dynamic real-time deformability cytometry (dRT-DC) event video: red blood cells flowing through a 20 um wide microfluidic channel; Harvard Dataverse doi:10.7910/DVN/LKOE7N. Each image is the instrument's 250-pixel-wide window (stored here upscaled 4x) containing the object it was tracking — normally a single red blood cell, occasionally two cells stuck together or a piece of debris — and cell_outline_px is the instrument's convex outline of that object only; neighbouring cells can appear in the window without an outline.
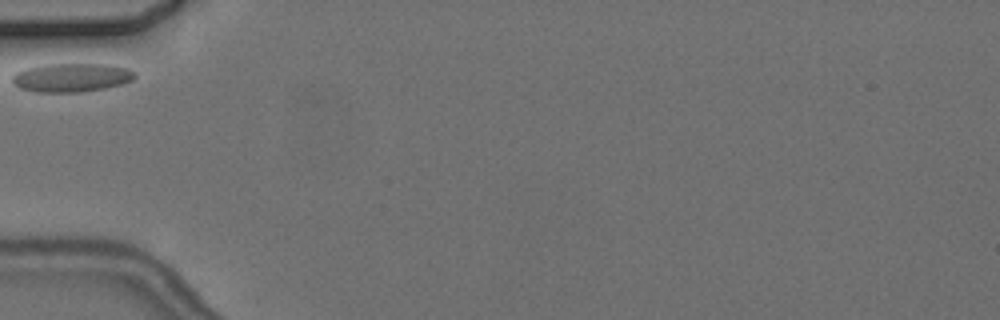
{"species": "common noctule bat (a hibernating species)", "species_latin": "Nyctalus noctula", "temperature_condition": "cold", "stored_images_in_passage": 5, "camera_frame_rate_fps": 3000, "um_per_image_px": 0.085, "animal": {"sex": "female", "body_mass_g": 24.6, "forearm_length_mm": 56.2}, "frame": {"image": 1, "passage_image": 1, "time_ms": 0.0, "image_size_px": [1000, 320], "cell_outline_px": [[136, 76], [132, 80], [124, 84], [104, 88], [80, 92], [36, 92], [20, 88], [12, 84], [12, 76], [16, 72], [28, 68], [44, 64], [104, 64], [128, 68], [136, 72]], "centroid_in_image_um": [6.09, 6.59], "position_along_channel_um": 78.9, "area_um2": 20.58}}
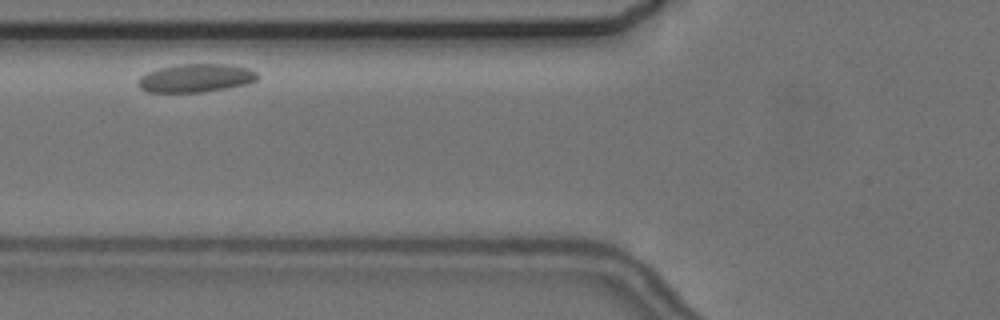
{"frame": {"image": 2, "passage_image": 2, "time_ms": 1.0, "image_size_px": [1000, 320], "cell_outline_px": [[256, 80], [248, 84], [228, 88], [204, 92], [148, 92], [140, 88], [140, 76], [148, 72], [160, 68], [176, 64], [232, 64], [248, 68], [256, 72]], "centroid_in_image_um": [16.68, 6.63], "position_along_channel_um": 109.1, "area_um2": 19.65}}
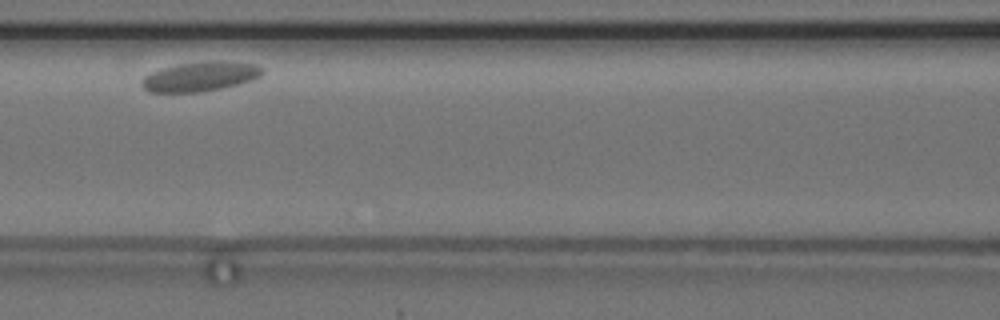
{"frame": {"image": 3, "passage_image": 3, "time_ms": 2.333, "image_size_px": [1000, 320], "cell_outline_px": [[264, 72], [260, 76], [252, 80], [240, 84], [224, 88], [200, 92], [148, 92], [140, 84], [140, 80], [144, 76], [160, 68], [176, 64], [216, 60], [220, 60], [256, 64], [264, 68]], "centroid_in_image_um": [17.03, 6.5], "position_along_channel_um": 149.6, "area_um2": 21.15}}